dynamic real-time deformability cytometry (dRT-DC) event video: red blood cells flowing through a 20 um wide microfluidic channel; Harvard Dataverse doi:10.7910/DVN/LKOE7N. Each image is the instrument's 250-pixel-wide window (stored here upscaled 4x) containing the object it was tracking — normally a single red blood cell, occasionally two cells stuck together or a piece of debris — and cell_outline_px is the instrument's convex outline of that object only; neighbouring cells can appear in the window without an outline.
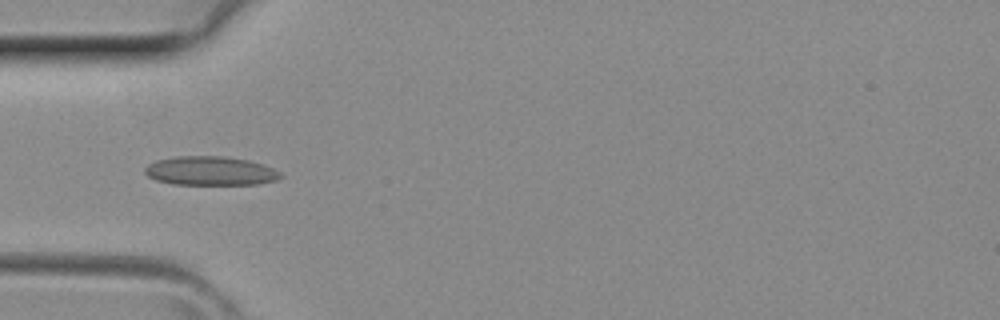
{"species": "common noctule bat (a hibernating species)", "species_latin": "Nyctalus noctula", "temperature_condition": "room temperature", "stored_images_in_passage": 4, "camera_frame_rate_fps": 3000, "um_per_image_px": 0.085, "animal": {"sex": "female", "body_mass_g": 29.2, "forearm_length_mm": 56.3}, "frame": {"image": 1, "passage_image": 4, "time_ms": 1.0, "image_size_px": [1000, 320], "cell_outline_px": [[284, 176], [276, 180], [260, 184], [172, 184], [156, 180], [148, 176], [144, 172], [144, 168], [148, 164], [156, 160], [176, 156], [224, 156], [248, 160], [264, 164], [280, 172]], "centroid_in_image_um": [17.89, 14.52], "position_along_channel_um": 67.1, "area_um2": 23.0}}